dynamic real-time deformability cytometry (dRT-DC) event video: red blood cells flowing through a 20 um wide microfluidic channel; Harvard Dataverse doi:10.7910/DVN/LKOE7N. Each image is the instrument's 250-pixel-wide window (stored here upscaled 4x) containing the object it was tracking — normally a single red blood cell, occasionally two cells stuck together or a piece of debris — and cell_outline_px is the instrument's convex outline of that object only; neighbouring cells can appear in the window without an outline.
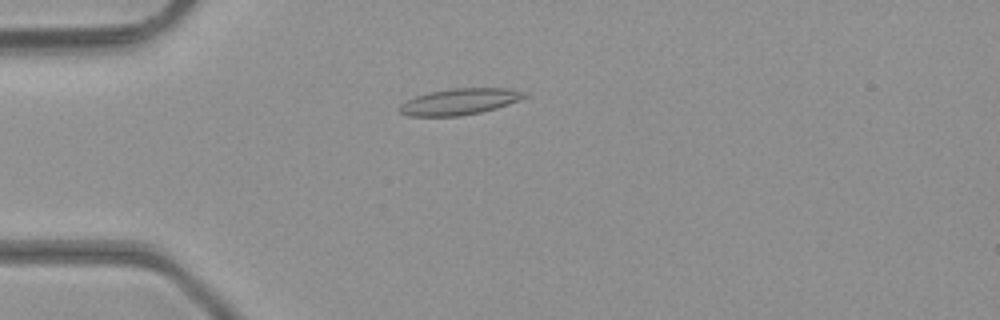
{"species": "common noctule bat (a hibernating species)", "species_latin": "Nyctalus noctula", "temperature_condition": "room temperature", "stored_images_in_passage": 42, "camera_frame_rate_fps": 3000, "um_per_image_px": 0.085, "animal": {"sex": "male", "body_mass_g": 23.1, "forearm_length_mm": 52.7}, "frame": {"image": 1, "passage_image": 7, "time_ms": 2.0, "image_size_px": [1000, 320], "cell_outline_px": [[532, 96], [496, 108], [480, 112], [460, 116], [408, 116], [400, 112], [396, 108], [400, 104], [416, 96], [428, 92], [452, 88], [508, 88], [524, 92]], "centroid_in_image_um": [39.08, 8.63], "position_along_channel_um": 45.9, "area_um2": 19.25}}
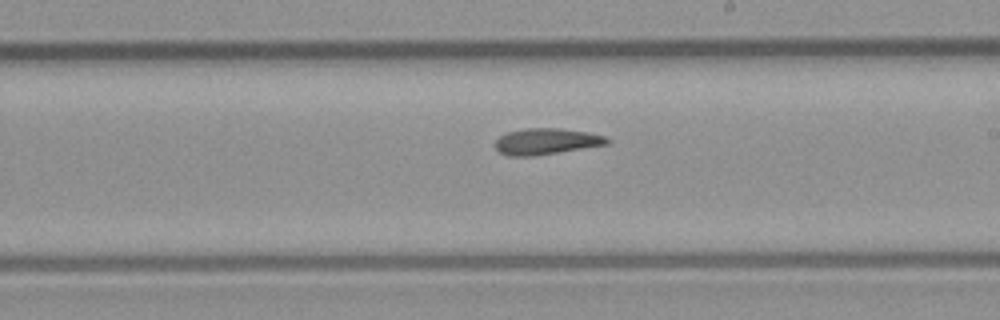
{"frame": {"image": 2, "passage_image": 22, "time_ms": 7.0, "image_size_px": [1000, 320], "cell_outline_px": [[612, 140], [608, 144], [536, 156], [508, 156], [500, 152], [496, 148], [496, 140], [500, 136], [508, 132], [524, 128], [560, 128], [588, 132], [608, 136]], "centroid_in_image_um": [46.48, 12.02], "position_along_channel_um": 242.5, "area_um2": 17.22}}
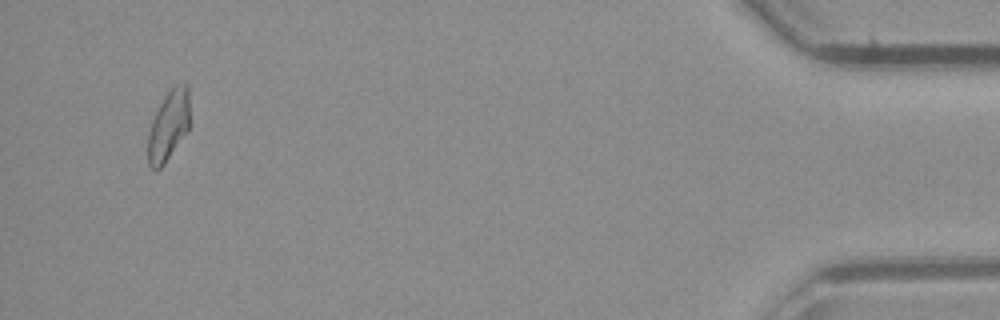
{"frame": {"image": 3, "passage_image": 40, "time_ms": 13.0, "image_size_px": [1000, 320], "cell_outline_px": [[188, 132], [164, 164], [160, 168], [152, 168], [148, 164], [148, 136], [152, 120], [164, 96], [176, 84], [188, 84]], "centroid_in_image_um": [14.32, 10.69], "position_along_channel_um": 420.9, "area_um2": 16.82}, "authors_computed_cell_mechanics": {"area_um2": 17.3111, "velocity_mm_per_s": 4.3279, "shape_relaxation_time_tau1_ms": 7.697, "shape_relaxation_time_tau2_ms": 3.4033, "deformation_change_tau1": 0.2021, "deformation_change_tau2": 0.1005}}